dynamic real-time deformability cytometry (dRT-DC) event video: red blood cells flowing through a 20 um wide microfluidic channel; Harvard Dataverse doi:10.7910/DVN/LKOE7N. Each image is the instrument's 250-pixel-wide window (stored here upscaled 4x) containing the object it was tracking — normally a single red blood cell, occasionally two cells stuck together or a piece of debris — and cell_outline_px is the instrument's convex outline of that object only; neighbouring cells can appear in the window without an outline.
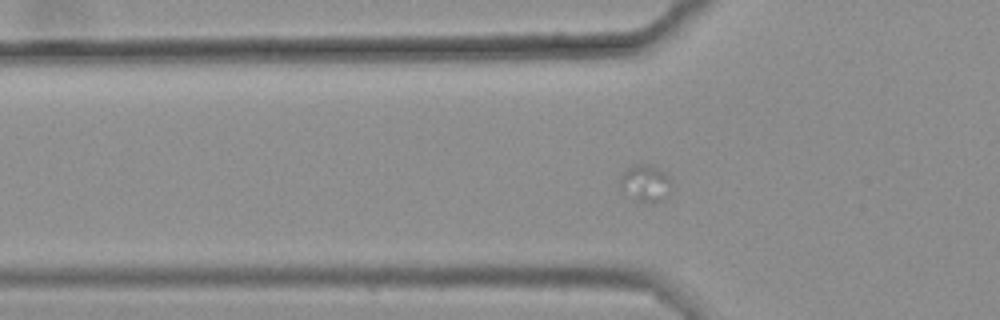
{"species": "common noctule bat (a hibernating species)", "species_latin": "Nyctalus noctula", "temperature_condition": "warm", "stored_images_in_passage": 21, "camera_frame_rate_fps": 3000, "um_per_image_px": 0.085, "animal": {"sex": "female", "body_mass_g": 25.1}, "frame": {"image": 1, "passage_image": 14, "time_ms": 4.333, "image_size_px": [1000, 320], "cell_outline_px": [[672, 192], [664, 200], [652, 204], [640, 200], [620, 188], [620, 176], [632, 164], [648, 164], [656, 168], [668, 176], [672, 180]], "centroid_in_image_um": [54.93, 15.58], "position_along_channel_um": 70.9, "area_um2": 11.04}}